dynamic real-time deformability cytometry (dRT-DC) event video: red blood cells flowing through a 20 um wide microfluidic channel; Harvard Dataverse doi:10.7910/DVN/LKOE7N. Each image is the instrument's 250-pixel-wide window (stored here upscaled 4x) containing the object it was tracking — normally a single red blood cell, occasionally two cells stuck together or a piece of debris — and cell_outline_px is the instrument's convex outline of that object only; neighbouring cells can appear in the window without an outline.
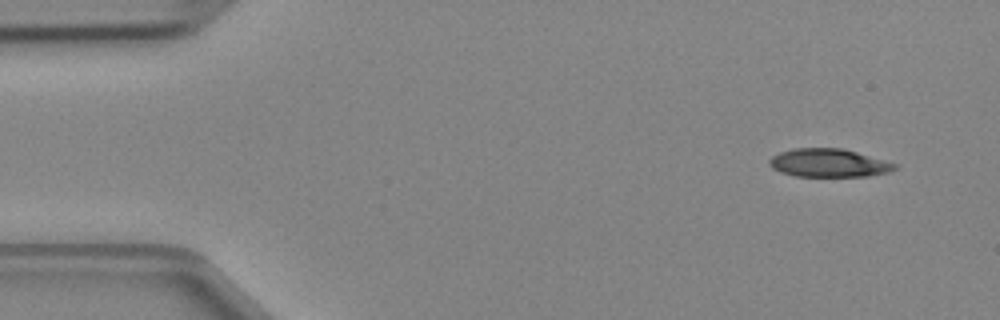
{"species": "Egyptian fruit bat (a non-hibernating species)", "species_latin": "Rousettus aegyptiacus", "temperature_condition": "cold", "stored_images_in_passage": 4, "camera_frame_rate_fps": 3000, "um_per_image_px": 0.085, "animal": {"sex": "female"}, "frame": {"image": 1, "passage_image": 1, "time_ms": 0.0, "image_size_px": [1000, 320], "cell_outline_px": [[900, 168], [888, 172], [868, 176], [796, 176], [780, 172], [772, 168], [768, 164], [768, 160], [772, 156], [780, 152], [792, 148], [844, 148], [900, 164]], "centroid_in_image_um": [70.48, 13.84], "position_along_channel_um": 14.5, "area_um2": 20.98}}
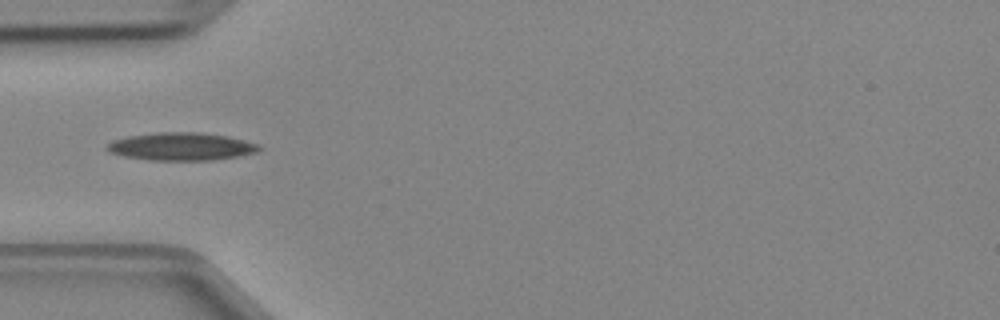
{"frame": {"image": 2, "passage_image": 4, "time_ms": 1.0, "image_size_px": [1000, 320], "cell_outline_px": [[264, 148], [256, 152], [240, 156], [212, 160], [148, 160], [124, 156], [108, 152], [104, 148], [112, 140], [128, 136], [156, 132], [200, 132], [228, 136], [260, 144]], "centroid_in_image_um": [15.42, 12.45], "position_along_channel_um": 69.6, "area_um2": 24.91}}